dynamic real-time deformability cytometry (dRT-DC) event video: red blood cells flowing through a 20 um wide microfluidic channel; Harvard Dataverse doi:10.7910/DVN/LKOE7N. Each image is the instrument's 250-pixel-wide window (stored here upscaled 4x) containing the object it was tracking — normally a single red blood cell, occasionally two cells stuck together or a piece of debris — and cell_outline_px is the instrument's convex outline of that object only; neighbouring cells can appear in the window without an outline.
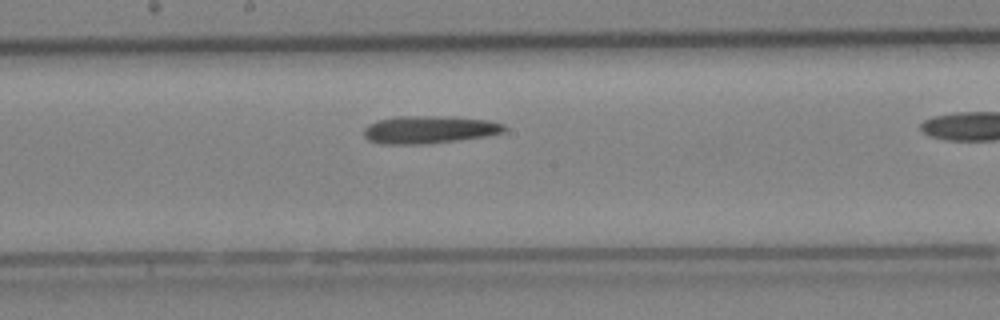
{"species": "Egyptian fruit bat (a non-hibernating species)", "species_latin": "Rousettus aegyptiacus", "temperature_condition": "cold", "stored_images_in_passage": 20, "camera_frame_rate_fps": 3000, "um_per_image_px": 0.085, "animal": {"sex": "female"}, "frame": {"image": 1, "passage_image": 12, "time_ms": 3.667, "image_size_px": [1000, 320], "cell_outline_px": [[508, 128], [504, 132], [488, 136], [460, 140], [428, 144], [380, 144], [368, 140], [364, 136], [364, 128], [368, 124], [376, 120], [396, 116], [452, 116], [488, 120], [504, 124]], "centroid_in_image_um": [36.49, 11.01], "position_along_channel_um": 211.7, "area_um2": 23.12}}